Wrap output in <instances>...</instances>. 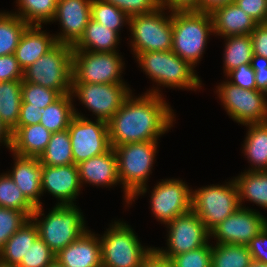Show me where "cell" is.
Listing matches in <instances>:
<instances>
[{"label": "cell", "mask_w": 267, "mask_h": 267, "mask_svg": "<svg viewBox=\"0 0 267 267\" xmlns=\"http://www.w3.org/2000/svg\"><path fill=\"white\" fill-rule=\"evenodd\" d=\"M42 108L30 107V104L22 102L17 126H28L40 123Z\"/></svg>", "instance_id": "49"}, {"label": "cell", "mask_w": 267, "mask_h": 267, "mask_svg": "<svg viewBox=\"0 0 267 267\" xmlns=\"http://www.w3.org/2000/svg\"><path fill=\"white\" fill-rule=\"evenodd\" d=\"M251 262L247 245L211 244V267H249Z\"/></svg>", "instance_id": "34"}, {"label": "cell", "mask_w": 267, "mask_h": 267, "mask_svg": "<svg viewBox=\"0 0 267 267\" xmlns=\"http://www.w3.org/2000/svg\"><path fill=\"white\" fill-rule=\"evenodd\" d=\"M120 36L117 32L90 19L83 36L73 46V50L92 52H119Z\"/></svg>", "instance_id": "26"}, {"label": "cell", "mask_w": 267, "mask_h": 267, "mask_svg": "<svg viewBox=\"0 0 267 267\" xmlns=\"http://www.w3.org/2000/svg\"><path fill=\"white\" fill-rule=\"evenodd\" d=\"M30 219L26 212L0 207V250L6 241Z\"/></svg>", "instance_id": "39"}, {"label": "cell", "mask_w": 267, "mask_h": 267, "mask_svg": "<svg viewBox=\"0 0 267 267\" xmlns=\"http://www.w3.org/2000/svg\"><path fill=\"white\" fill-rule=\"evenodd\" d=\"M252 261L267 264V225L247 245Z\"/></svg>", "instance_id": "46"}, {"label": "cell", "mask_w": 267, "mask_h": 267, "mask_svg": "<svg viewBox=\"0 0 267 267\" xmlns=\"http://www.w3.org/2000/svg\"><path fill=\"white\" fill-rule=\"evenodd\" d=\"M14 165L9 176L21 190L26 199L36 208L42 206L41 169L38 157H23L12 153Z\"/></svg>", "instance_id": "20"}, {"label": "cell", "mask_w": 267, "mask_h": 267, "mask_svg": "<svg viewBox=\"0 0 267 267\" xmlns=\"http://www.w3.org/2000/svg\"><path fill=\"white\" fill-rule=\"evenodd\" d=\"M0 267H16V266L10 265L9 263H5V262L0 260Z\"/></svg>", "instance_id": "55"}, {"label": "cell", "mask_w": 267, "mask_h": 267, "mask_svg": "<svg viewBox=\"0 0 267 267\" xmlns=\"http://www.w3.org/2000/svg\"><path fill=\"white\" fill-rule=\"evenodd\" d=\"M31 219L38 227L39 237L55 254L88 230L83 212L76 204L55 205L46 216L43 206H39Z\"/></svg>", "instance_id": "5"}, {"label": "cell", "mask_w": 267, "mask_h": 267, "mask_svg": "<svg viewBox=\"0 0 267 267\" xmlns=\"http://www.w3.org/2000/svg\"><path fill=\"white\" fill-rule=\"evenodd\" d=\"M141 267H174L169 259L161 257L155 250L143 261Z\"/></svg>", "instance_id": "51"}, {"label": "cell", "mask_w": 267, "mask_h": 267, "mask_svg": "<svg viewBox=\"0 0 267 267\" xmlns=\"http://www.w3.org/2000/svg\"><path fill=\"white\" fill-rule=\"evenodd\" d=\"M0 207L26 212L30 217L35 207L26 199L9 174H0Z\"/></svg>", "instance_id": "37"}, {"label": "cell", "mask_w": 267, "mask_h": 267, "mask_svg": "<svg viewBox=\"0 0 267 267\" xmlns=\"http://www.w3.org/2000/svg\"><path fill=\"white\" fill-rule=\"evenodd\" d=\"M223 70L225 76L242 64H251L253 43L250 35L224 37Z\"/></svg>", "instance_id": "31"}, {"label": "cell", "mask_w": 267, "mask_h": 267, "mask_svg": "<svg viewBox=\"0 0 267 267\" xmlns=\"http://www.w3.org/2000/svg\"><path fill=\"white\" fill-rule=\"evenodd\" d=\"M157 148L158 141L126 143L113 148L117 156L123 199L128 207L139 195L147 192V182L156 161Z\"/></svg>", "instance_id": "2"}, {"label": "cell", "mask_w": 267, "mask_h": 267, "mask_svg": "<svg viewBox=\"0 0 267 267\" xmlns=\"http://www.w3.org/2000/svg\"><path fill=\"white\" fill-rule=\"evenodd\" d=\"M74 117L68 127L74 164L106 153L110 148L108 124L94 119L91 121L74 106ZM82 114V115H81Z\"/></svg>", "instance_id": "12"}, {"label": "cell", "mask_w": 267, "mask_h": 267, "mask_svg": "<svg viewBox=\"0 0 267 267\" xmlns=\"http://www.w3.org/2000/svg\"><path fill=\"white\" fill-rule=\"evenodd\" d=\"M150 192L151 212L161 224L191 211L192 189L181 179H162Z\"/></svg>", "instance_id": "15"}, {"label": "cell", "mask_w": 267, "mask_h": 267, "mask_svg": "<svg viewBox=\"0 0 267 267\" xmlns=\"http://www.w3.org/2000/svg\"><path fill=\"white\" fill-rule=\"evenodd\" d=\"M42 196L48 192L57 198L56 205H74L81 191L78 166L75 164L62 166L42 165L41 169Z\"/></svg>", "instance_id": "18"}, {"label": "cell", "mask_w": 267, "mask_h": 267, "mask_svg": "<svg viewBox=\"0 0 267 267\" xmlns=\"http://www.w3.org/2000/svg\"><path fill=\"white\" fill-rule=\"evenodd\" d=\"M124 62L119 52L73 50L72 83H126L121 77Z\"/></svg>", "instance_id": "10"}, {"label": "cell", "mask_w": 267, "mask_h": 267, "mask_svg": "<svg viewBox=\"0 0 267 267\" xmlns=\"http://www.w3.org/2000/svg\"><path fill=\"white\" fill-rule=\"evenodd\" d=\"M22 80L0 82V120L12 131L18 123L22 103Z\"/></svg>", "instance_id": "29"}, {"label": "cell", "mask_w": 267, "mask_h": 267, "mask_svg": "<svg viewBox=\"0 0 267 267\" xmlns=\"http://www.w3.org/2000/svg\"><path fill=\"white\" fill-rule=\"evenodd\" d=\"M251 66L255 72L257 90L267 94V58L253 54Z\"/></svg>", "instance_id": "48"}, {"label": "cell", "mask_w": 267, "mask_h": 267, "mask_svg": "<svg viewBox=\"0 0 267 267\" xmlns=\"http://www.w3.org/2000/svg\"><path fill=\"white\" fill-rule=\"evenodd\" d=\"M225 183L192 189L191 210L209 231L240 207L234 179Z\"/></svg>", "instance_id": "9"}, {"label": "cell", "mask_w": 267, "mask_h": 267, "mask_svg": "<svg viewBox=\"0 0 267 267\" xmlns=\"http://www.w3.org/2000/svg\"><path fill=\"white\" fill-rule=\"evenodd\" d=\"M226 79L242 89H257L255 81V72L251 64H242L238 68L230 71Z\"/></svg>", "instance_id": "43"}, {"label": "cell", "mask_w": 267, "mask_h": 267, "mask_svg": "<svg viewBox=\"0 0 267 267\" xmlns=\"http://www.w3.org/2000/svg\"><path fill=\"white\" fill-rule=\"evenodd\" d=\"M28 26L11 11H0V56L15 54L21 35Z\"/></svg>", "instance_id": "35"}, {"label": "cell", "mask_w": 267, "mask_h": 267, "mask_svg": "<svg viewBox=\"0 0 267 267\" xmlns=\"http://www.w3.org/2000/svg\"><path fill=\"white\" fill-rule=\"evenodd\" d=\"M258 24L267 23V0H234Z\"/></svg>", "instance_id": "45"}, {"label": "cell", "mask_w": 267, "mask_h": 267, "mask_svg": "<svg viewBox=\"0 0 267 267\" xmlns=\"http://www.w3.org/2000/svg\"><path fill=\"white\" fill-rule=\"evenodd\" d=\"M0 143L11 152L12 132L0 120Z\"/></svg>", "instance_id": "53"}, {"label": "cell", "mask_w": 267, "mask_h": 267, "mask_svg": "<svg viewBox=\"0 0 267 267\" xmlns=\"http://www.w3.org/2000/svg\"><path fill=\"white\" fill-rule=\"evenodd\" d=\"M73 46L57 43L49 52L23 71V80L57 91L71 93Z\"/></svg>", "instance_id": "7"}, {"label": "cell", "mask_w": 267, "mask_h": 267, "mask_svg": "<svg viewBox=\"0 0 267 267\" xmlns=\"http://www.w3.org/2000/svg\"><path fill=\"white\" fill-rule=\"evenodd\" d=\"M167 232V247L154 250L163 258L186 253L210 243V231L192 210L176 217L165 225Z\"/></svg>", "instance_id": "14"}, {"label": "cell", "mask_w": 267, "mask_h": 267, "mask_svg": "<svg viewBox=\"0 0 267 267\" xmlns=\"http://www.w3.org/2000/svg\"><path fill=\"white\" fill-rule=\"evenodd\" d=\"M41 165L62 166L74 164L68 129L54 132L45 151L39 157Z\"/></svg>", "instance_id": "33"}, {"label": "cell", "mask_w": 267, "mask_h": 267, "mask_svg": "<svg viewBox=\"0 0 267 267\" xmlns=\"http://www.w3.org/2000/svg\"><path fill=\"white\" fill-rule=\"evenodd\" d=\"M172 51L194 68L203 57L213 22L210 13L197 10L172 11Z\"/></svg>", "instance_id": "4"}, {"label": "cell", "mask_w": 267, "mask_h": 267, "mask_svg": "<svg viewBox=\"0 0 267 267\" xmlns=\"http://www.w3.org/2000/svg\"><path fill=\"white\" fill-rule=\"evenodd\" d=\"M224 110L235 122L246 125L267 121V94L257 89H242L228 80L216 86Z\"/></svg>", "instance_id": "11"}, {"label": "cell", "mask_w": 267, "mask_h": 267, "mask_svg": "<svg viewBox=\"0 0 267 267\" xmlns=\"http://www.w3.org/2000/svg\"><path fill=\"white\" fill-rule=\"evenodd\" d=\"M71 93L61 95L52 104L43 108L40 112L42 124L50 132H59L68 129L71 119L74 117V103Z\"/></svg>", "instance_id": "30"}, {"label": "cell", "mask_w": 267, "mask_h": 267, "mask_svg": "<svg viewBox=\"0 0 267 267\" xmlns=\"http://www.w3.org/2000/svg\"><path fill=\"white\" fill-rule=\"evenodd\" d=\"M16 10L12 12L24 20L28 25L43 26L52 22L58 0H16Z\"/></svg>", "instance_id": "32"}, {"label": "cell", "mask_w": 267, "mask_h": 267, "mask_svg": "<svg viewBox=\"0 0 267 267\" xmlns=\"http://www.w3.org/2000/svg\"><path fill=\"white\" fill-rule=\"evenodd\" d=\"M11 132V153L38 158L45 151L52 134L40 123L16 126Z\"/></svg>", "instance_id": "24"}, {"label": "cell", "mask_w": 267, "mask_h": 267, "mask_svg": "<svg viewBox=\"0 0 267 267\" xmlns=\"http://www.w3.org/2000/svg\"><path fill=\"white\" fill-rule=\"evenodd\" d=\"M132 92L127 83H72L71 95L92 112L95 119L108 122Z\"/></svg>", "instance_id": "13"}, {"label": "cell", "mask_w": 267, "mask_h": 267, "mask_svg": "<svg viewBox=\"0 0 267 267\" xmlns=\"http://www.w3.org/2000/svg\"><path fill=\"white\" fill-rule=\"evenodd\" d=\"M48 267H64L62 265H60L56 260L51 264L49 265Z\"/></svg>", "instance_id": "56"}, {"label": "cell", "mask_w": 267, "mask_h": 267, "mask_svg": "<svg viewBox=\"0 0 267 267\" xmlns=\"http://www.w3.org/2000/svg\"><path fill=\"white\" fill-rule=\"evenodd\" d=\"M38 236V227L30 219L6 241L0 250V260L17 266Z\"/></svg>", "instance_id": "28"}, {"label": "cell", "mask_w": 267, "mask_h": 267, "mask_svg": "<svg viewBox=\"0 0 267 267\" xmlns=\"http://www.w3.org/2000/svg\"><path fill=\"white\" fill-rule=\"evenodd\" d=\"M244 126L248 130L242 144V153L251 166L247 171H267V121Z\"/></svg>", "instance_id": "25"}, {"label": "cell", "mask_w": 267, "mask_h": 267, "mask_svg": "<svg viewBox=\"0 0 267 267\" xmlns=\"http://www.w3.org/2000/svg\"><path fill=\"white\" fill-rule=\"evenodd\" d=\"M164 96L144 93L135 97L132 92L120 109L107 122L112 148L134 142L158 141L173 127L175 113Z\"/></svg>", "instance_id": "1"}, {"label": "cell", "mask_w": 267, "mask_h": 267, "mask_svg": "<svg viewBox=\"0 0 267 267\" xmlns=\"http://www.w3.org/2000/svg\"><path fill=\"white\" fill-rule=\"evenodd\" d=\"M122 10L129 18L155 12L160 8V0H102Z\"/></svg>", "instance_id": "42"}, {"label": "cell", "mask_w": 267, "mask_h": 267, "mask_svg": "<svg viewBox=\"0 0 267 267\" xmlns=\"http://www.w3.org/2000/svg\"><path fill=\"white\" fill-rule=\"evenodd\" d=\"M250 36L253 54L267 58V23L257 24Z\"/></svg>", "instance_id": "47"}, {"label": "cell", "mask_w": 267, "mask_h": 267, "mask_svg": "<svg viewBox=\"0 0 267 267\" xmlns=\"http://www.w3.org/2000/svg\"><path fill=\"white\" fill-rule=\"evenodd\" d=\"M215 36L250 35L258 24L234 2L215 8L211 13Z\"/></svg>", "instance_id": "22"}, {"label": "cell", "mask_w": 267, "mask_h": 267, "mask_svg": "<svg viewBox=\"0 0 267 267\" xmlns=\"http://www.w3.org/2000/svg\"><path fill=\"white\" fill-rule=\"evenodd\" d=\"M249 267H267V264H262L259 262L252 261L249 265Z\"/></svg>", "instance_id": "54"}, {"label": "cell", "mask_w": 267, "mask_h": 267, "mask_svg": "<svg viewBox=\"0 0 267 267\" xmlns=\"http://www.w3.org/2000/svg\"><path fill=\"white\" fill-rule=\"evenodd\" d=\"M170 261L174 267H211V244L173 256Z\"/></svg>", "instance_id": "41"}, {"label": "cell", "mask_w": 267, "mask_h": 267, "mask_svg": "<svg viewBox=\"0 0 267 267\" xmlns=\"http://www.w3.org/2000/svg\"><path fill=\"white\" fill-rule=\"evenodd\" d=\"M160 6L168 10H197L199 11V0H160Z\"/></svg>", "instance_id": "50"}, {"label": "cell", "mask_w": 267, "mask_h": 267, "mask_svg": "<svg viewBox=\"0 0 267 267\" xmlns=\"http://www.w3.org/2000/svg\"><path fill=\"white\" fill-rule=\"evenodd\" d=\"M22 102L30 104V107L45 108L52 104L61 95L50 88L22 80Z\"/></svg>", "instance_id": "38"}, {"label": "cell", "mask_w": 267, "mask_h": 267, "mask_svg": "<svg viewBox=\"0 0 267 267\" xmlns=\"http://www.w3.org/2000/svg\"><path fill=\"white\" fill-rule=\"evenodd\" d=\"M101 242L102 267H141L154 247L142 246L130 225L120 219L112 222Z\"/></svg>", "instance_id": "6"}, {"label": "cell", "mask_w": 267, "mask_h": 267, "mask_svg": "<svg viewBox=\"0 0 267 267\" xmlns=\"http://www.w3.org/2000/svg\"><path fill=\"white\" fill-rule=\"evenodd\" d=\"M92 0H58L52 20L58 22L61 32L54 34L57 43L74 46L83 36L91 19Z\"/></svg>", "instance_id": "17"}, {"label": "cell", "mask_w": 267, "mask_h": 267, "mask_svg": "<svg viewBox=\"0 0 267 267\" xmlns=\"http://www.w3.org/2000/svg\"><path fill=\"white\" fill-rule=\"evenodd\" d=\"M23 80V70L15 54L0 56V82Z\"/></svg>", "instance_id": "44"}, {"label": "cell", "mask_w": 267, "mask_h": 267, "mask_svg": "<svg viewBox=\"0 0 267 267\" xmlns=\"http://www.w3.org/2000/svg\"><path fill=\"white\" fill-rule=\"evenodd\" d=\"M55 261V253L38 236L16 267H48Z\"/></svg>", "instance_id": "40"}, {"label": "cell", "mask_w": 267, "mask_h": 267, "mask_svg": "<svg viewBox=\"0 0 267 267\" xmlns=\"http://www.w3.org/2000/svg\"><path fill=\"white\" fill-rule=\"evenodd\" d=\"M99 236L88 229L55 254V260L64 267H102Z\"/></svg>", "instance_id": "19"}, {"label": "cell", "mask_w": 267, "mask_h": 267, "mask_svg": "<svg viewBox=\"0 0 267 267\" xmlns=\"http://www.w3.org/2000/svg\"><path fill=\"white\" fill-rule=\"evenodd\" d=\"M233 2L234 0H199V11L211 13L215 8Z\"/></svg>", "instance_id": "52"}, {"label": "cell", "mask_w": 267, "mask_h": 267, "mask_svg": "<svg viewBox=\"0 0 267 267\" xmlns=\"http://www.w3.org/2000/svg\"><path fill=\"white\" fill-rule=\"evenodd\" d=\"M77 166L82 186L85 183L110 188L120 184L117 156L112 147L106 153L82 161Z\"/></svg>", "instance_id": "21"}, {"label": "cell", "mask_w": 267, "mask_h": 267, "mask_svg": "<svg viewBox=\"0 0 267 267\" xmlns=\"http://www.w3.org/2000/svg\"><path fill=\"white\" fill-rule=\"evenodd\" d=\"M41 28L43 29L42 26L29 25L21 35L15 57L23 71L57 44L54 34Z\"/></svg>", "instance_id": "23"}, {"label": "cell", "mask_w": 267, "mask_h": 267, "mask_svg": "<svg viewBox=\"0 0 267 267\" xmlns=\"http://www.w3.org/2000/svg\"><path fill=\"white\" fill-rule=\"evenodd\" d=\"M165 10L168 9L160 7L153 13L129 18L128 26L131 33L130 38H132L129 46L131 51L133 50L135 58L140 53L161 52L172 49V11L165 12Z\"/></svg>", "instance_id": "8"}, {"label": "cell", "mask_w": 267, "mask_h": 267, "mask_svg": "<svg viewBox=\"0 0 267 267\" xmlns=\"http://www.w3.org/2000/svg\"><path fill=\"white\" fill-rule=\"evenodd\" d=\"M136 59L143 72L157 84V87L147 90V93L162 96V91L159 90L161 86L194 91L202 87V81L194 67L172 50L140 53Z\"/></svg>", "instance_id": "3"}, {"label": "cell", "mask_w": 267, "mask_h": 267, "mask_svg": "<svg viewBox=\"0 0 267 267\" xmlns=\"http://www.w3.org/2000/svg\"><path fill=\"white\" fill-rule=\"evenodd\" d=\"M233 179L238 188L240 207L243 202L250 201L267 209V171L245 170Z\"/></svg>", "instance_id": "27"}, {"label": "cell", "mask_w": 267, "mask_h": 267, "mask_svg": "<svg viewBox=\"0 0 267 267\" xmlns=\"http://www.w3.org/2000/svg\"><path fill=\"white\" fill-rule=\"evenodd\" d=\"M267 225V217L246 206L239 207L210 231L215 244L248 245Z\"/></svg>", "instance_id": "16"}, {"label": "cell", "mask_w": 267, "mask_h": 267, "mask_svg": "<svg viewBox=\"0 0 267 267\" xmlns=\"http://www.w3.org/2000/svg\"><path fill=\"white\" fill-rule=\"evenodd\" d=\"M91 19L119 35L123 27L129 25V17L122 10L102 0L91 1Z\"/></svg>", "instance_id": "36"}]
</instances>
